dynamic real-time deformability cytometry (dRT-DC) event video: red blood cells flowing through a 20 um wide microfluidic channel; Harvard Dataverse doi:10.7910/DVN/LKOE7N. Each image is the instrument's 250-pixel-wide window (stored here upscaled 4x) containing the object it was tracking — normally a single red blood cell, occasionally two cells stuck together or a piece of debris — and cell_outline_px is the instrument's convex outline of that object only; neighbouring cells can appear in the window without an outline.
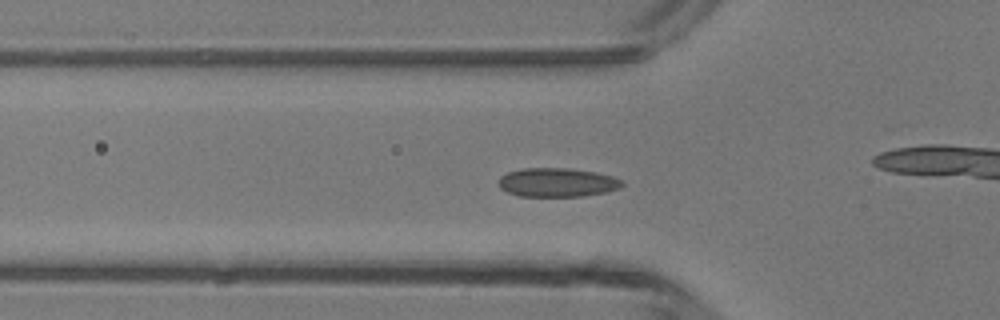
{"species": "common noctule bat (a hibernating species)", "species_latin": "Nyctalus noctula", "temperature_condition": "room temperature", "stored_images_in_passage": 44, "camera_frame_rate_fps": 3000, "um_per_image_px": 0.085, "animal": {"sex": "male", "body_mass_g": 13.3}, "frame": {"image": 1, "passage_image": 12, "time_ms": 3.667, "image_size_px": [1000, 320], "cell_outline_px": [[624, 184], [620, 188], [604, 192], [580, 196], [520, 196], [508, 192], [500, 188], [500, 176], [508, 172], [524, 168], [568, 168], [596, 172], [612, 176], [624, 180]], "centroid_in_image_um": [47.39, 15.5], "position_along_channel_um": 78.4, "area_um2": 20.69}}
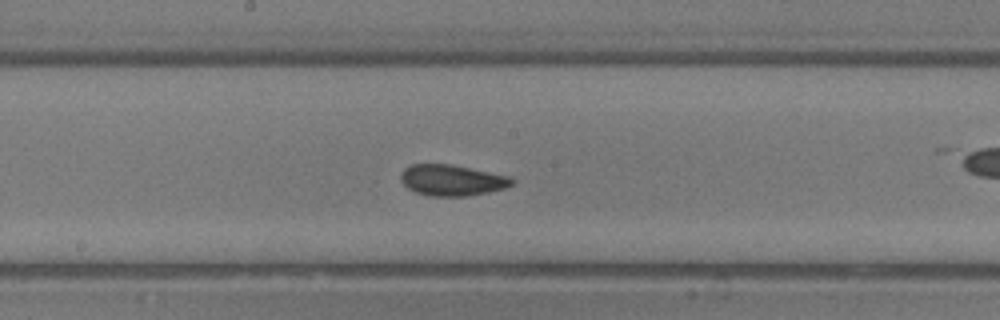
{"frame": {"image": 2, "passage_image": 21, "time_ms": 6.667, "image_size_px": [1000, 320], "cell_outline_px": [[516, 180], [512, 184], [504, 188], [488, 192], [468, 196], [428, 196], [416, 192], [408, 188], [400, 180], [400, 172], [404, 168], [412, 164], [452, 164], [508, 176]], "centroid_in_image_um": [38.38, 15.31], "position_along_channel_um": 209.8, "area_um2": 20.11}}
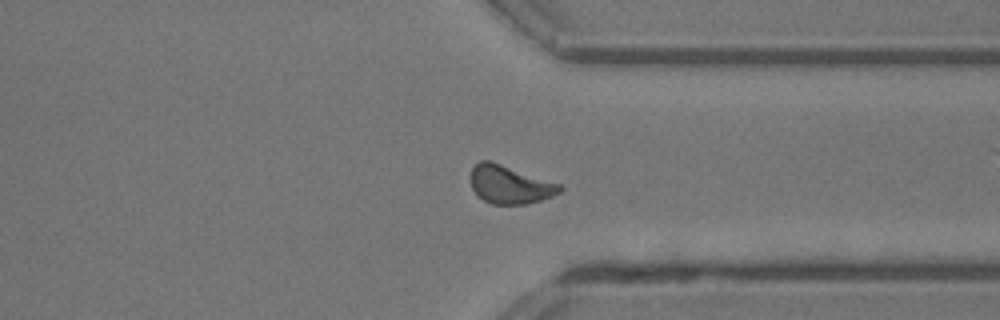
{"frame": {"image": 3, "passage_image": 32, "time_ms": 10.333, "image_size_px": [1000, 320], "cell_outline_px": [[564, 188], [560, 192], [552, 196], [528, 204], [492, 204], [476, 196], [472, 188], [472, 168], [480, 160], [488, 160], [564, 184]], "centroid_in_image_um": [43.38, 15.7], "position_along_channel_um": 368.0, "area_um2": 19.94}, "authors_computed_cell_mechanics": {"area_um2": 19.8832, "velocity_mm_per_s": 4.3494, "shape_relaxation_time_tau1_ms": 3.6622, "shape_relaxation_time_tau2_ms": 6.739, "deformation_change_tau1": 0.0888, "deformation_change_tau2": 0.0964}}